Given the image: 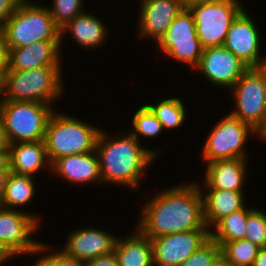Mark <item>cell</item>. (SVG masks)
I'll return each instance as SVG.
<instances>
[{
  "label": "cell",
  "instance_id": "cell-34",
  "mask_svg": "<svg viewBox=\"0 0 266 266\" xmlns=\"http://www.w3.org/2000/svg\"><path fill=\"white\" fill-rule=\"evenodd\" d=\"M84 266H119L118 260L114 252L93 258L83 263Z\"/></svg>",
  "mask_w": 266,
  "mask_h": 266
},
{
  "label": "cell",
  "instance_id": "cell-35",
  "mask_svg": "<svg viewBox=\"0 0 266 266\" xmlns=\"http://www.w3.org/2000/svg\"><path fill=\"white\" fill-rule=\"evenodd\" d=\"M9 69V48L5 39L0 42V74L4 77Z\"/></svg>",
  "mask_w": 266,
  "mask_h": 266
},
{
  "label": "cell",
  "instance_id": "cell-12",
  "mask_svg": "<svg viewBox=\"0 0 266 266\" xmlns=\"http://www.w3.org/2000/svg\"><path fill=\"white\" fill-rule=\"evenodd\" d=\"M245 8L232 22L224 46L232 51L248 67L266 66L262 53V33L251 14ZM249 13V14H248ZM261 34V35H260ZM261 50V51H260Z\"/></svg>",
  "mask_w": 266,
  "mask_h": 266
},
{
  "label": "cell",
  "instance_id": "cell-19",
  "mask_svg": "<svg viewBox=\"0 0 266 266\" xmlns=\"http://www.w3.org/2000/svg\"><path fill=\"white\" fill-rule=\"evenodd\" d=\"M61 40L35 42L31 45L9 49V69L15 71L62 66Z\"/></svg>",
  "mask_w": 266,
  "mask_h": 266
},
{
  "label": "cell",
  "instance_id": "cell-42",
  "mask_svg": "<svg viewBox=\"0 0 266 266\" xmlns=\"http://www.w3.org/2000/svg\"><path fill=\"white\" fill-rule=\"evenodd\" d=\"M256 132H257V138L259 140L266 141V120L264 124Z\"/></svg>",
  "mask_w": 266,
  "mask_h": 266
},
{
  "label": "cell",
  "instance_id": "cell-23",
  "mask_svg": "<svg viewBox=\"0 0 266 266\" xmlns=\"http://www.w3.org/2000/svg\"><path fill=\"white\" fill-rule=\"evenodd\" d=\"M134 227L135 232L119 235L116 241L114 254L119 266H153L151 239Z\"/></svg>",
  "mask_w": 266,
  "mask_h": 266
},
{
  "label": "cell",
  "instance_id": "cell-13",
  "mask_svg": "<svg viewBox=\"0 0 266 266\" xmlns=\"http://www.w3.org/2000/svg\"><path fill=\"white\" fill-rule=\"evenodd\" d=\"M249 67L224 45L203 49L194 69L216 88L230 89Z\"/></svg>",
  "mask_w": 266,
  "mask_h": 266
},
{
  "label": "cell",
  "instance_id": "cell-43",
  "mask_svg": "<svg viewBox=\"0 0 266 266\" xmlns=\"http://www.w3.org/2000/svg\"><path fill=\"white\" fill-rule=\"evenodd\" d=\"M180 1L184 7H189L190 5L194 3L206 2V1H212V0H180Z\"/></svg>",
  "mask_w": 266,
  "mask_h": 266
},
{
  "label": "cell",
  "instance_id": "cell-36",
  "mask_svg": "<svg viewBox=\"0 0 266 266\" xmlns=\"http://www.w3.org/2000/svg\"><path fill=\"white\" fill-rule=\"evenodd\" d=\"M10 143L8 141L5 125L2 116L0 115V150L9 149Z\"/></svg>",
  "mask_w": 266,
  "mask_h": 266
},
{
  "label": "cell",
  "instance_id": "cell-37",
  "mask_svg": "<svg viewBox=\"0 0 266 266\" xmlns=\"http://www.w3.org/2000/svg\"><path fill=\"white\" fill-rule=\"evenodd\" d=\"M0 171H11L8 149L0 150Z\"/></svg>",
  "mask_w": 266,
  "mask_h": 266
},
{
  "label": "cell",
  "instance_id": "cell-38",
  "mask_svg": "<svg viewBox=\"0 0 266 266\" xmlns=\"http://www.w3.org/2000/svg\"><path fill=\"white\" fill-rule=\"evenodd\" d=\"M11 171H0V203L4 196L5 187Z\"/></svg>",
  "mask_w": 266,
  "mask_h": 266
},
{
  "label": "cell",
  "instance_id": "cell-2",
  "mask_svg": "<svg viewBox=\"0 0 266 266\" xmlns=\"http://www.w3.org/2000/svg\"><path fill=\"white\" fill-rule=\"evenodd\" d=\"M120 132L111 135L101 129L97 139L95 150L103 184L126 186V189L139 192L142 190L140 187L144 172L155 165L154 161L158 160L164 150L146 148L128 130Z\"/></svg>",
  "mask_w": 266,
  "mask_h": 266
},
{
  "label": "cell",
  "instance_id": "cell-3",
  "mask_svg": "<svg viewBox=\"0 0 266 266\" xmlns=\"http://www.w3.org/2000/svg\"><path fill=\"white\" fill-rule=\"evenodd\" d=\"M63 66L29 70H8L4 75L3 99L52 105L62 99L65 89ZM64 83V84H63Z\"/></svg>",
  "mask_w": 266,
  "mask_h": 266
},
{
  "label": "cell",
  "instance_id": "cell-27",
  "mask_svg": "<svg viewBox=\"0 0 266 266\" xmlns=\"http://www.w3.org/2000/svg\"><path fill=\"white\" fill-rule=\"evenodd\" d=\"M132 128L128 131L139 141L142 139H153L154 137H160L164 134V129L161 122L156 118L151 109L144 103L141 107L137 108V111L131 118Z\"/></svg>",
  "mask_w": 266,
  "mask_h": 266
},
{
  "label": "cell",
  "instance_id": "cell-28",
  "mask_svg": "<svg viewBox=\"0 0 266 266\" xmlns=\"http://www.w3.org/2000/svg\"><path fill=\"white\" fill-rule=\"evenodd\" d=\"M260 247L249 240L237 239L221 246V254L231 266H252Z\"/></svg>",
  "mask_w": 266,
  "mask_h": 266
},
{
  "label": "cell",
  "instance_id": "cell-29",
  "mask_svg": "<svg viewBox=\"0 0 266 266\" xmlns=\"http://www.w3.org/2000/svg\"><path fill=\"white\" fill-rule=\"evenodd\" d=\"M47 244V242L41 241L36 250L30 255L35 258L32 263L33 266H84L83 262H80L72 257L65 255L58 246V249ZM54 249V250H51ZM57 250V251H56ZM54 251V252H53ZM52 252V253H51ZM40 257V258H39ZM35 263V264H34Z\"/></svg>",
  "mask_w": 266,
  "mask_h": 266
},
{
  "label": "cell",
  "instance_id": "cell-1",
  "mask_svg": "<svg viewBox=\"0 0 266 266\" xmlns=\"http://www.w3.org/2000/svg\"><path fill=\"white\" fill-rule=\"evenodd\" d=\"M143 202L136 227L148 238L210 230L204 222L203 196L196 181L161 189Z\"/></svg>",
  "mask_w": 266,
  "mask_h": 266
},
{
  "label": "cell",
  "instance_id": "cell-8",
  "mask_svg": "<svg viewBox=\"0 0 266 266\" xmlns=\"http://www.w3.org/2000/svg\"><path fill=\"white\" fill-rule=\"evenodd\" d=\"M203 49L224 45L232 22L246 8L241 0H212L190 5Z\"/></svg>",
  "mask_w": 266,
  "mask_h": 266
},
{
  "label": "cell",
  "instance_id": "cell-9",
  "mask_svg": "<svg viewBox=\"0 0 266 266\" xmlns=\"http://www.w3.org/2000/svg\"><path fill=\"white\" fill-rule=\"evenodd\" d=\"M228 91L234 102L230 114L257 131L266 120V66L249 67Z\"/></svg>",
  "mask_w": 266,
  "mask_h": 266
},
{
  "label": "cell",
  "instance_id": "cell-45",
  "mask_svg": "<svg viewBox=\"0 0 266 266\" xmlns=\"http://www.w3.org/2000/svg\"><path fill=\"white\" fill-rule=\"evenodd\" d=\"M4 39V25H0V42Z\"/></svg>",
  "mask_w": 266,
  "mask_h": 266
},
{
  "label": "cell",
  "instance_id": "cell-39",
  "mask_svg": "<svg viewBox=\"0 0 266 266\" xmlns=\"http://www.w3.org/2000/svg\"><path fill=\"white\" fill-rule=\"evenodd\" d=\"M252 266H266V247L260 248Z\"/></svg>",
  "mask_w": 266,
  "mask_h": 266
},
{
  "label": "cell",
  "instance_id": "cell-21",
  "mask_svg": "<svg viewBox=\"0 0 266 266\" xmlns=\"http://www.w3.org/2000/svg\"><path fill=\"white\" fill-rule=\"evenodd\" d=\"M8 150L11 171L30 178H37L36 174L47 168V172H50L48 174H51V163L44 140L12 143Z\"/></svg>",
  "mask_w": 266,
  "mask_h": 266
},
{
  "label": "cell",
  "instance_id": "cell-30",
  "mask_svg": "<svg viewBox=\"0 0 266 266\" xmlns=\"http://www.w3.org/2000/svg\"><path fill=\"white\" fill-rule=\"evenodd\" d=\"M46 5L55 24L60 29L74 17L86 11L84 0H52L50 6L49 4Z\"/></svg>",
  "mask_w": 266,
  "mask_h": 266
},
{
  "label": "cell",
  "instance_id": "cell-16",
  "mask_svg": "<svg viewBox=\"0 0 266 266\" xmlns=\"http://www.w3.org/2000/svg\"><path fill=\"white\" fill-rule=\"evenodd\" d=\"M138 39L158 43L184 8L180 0H138ZM143 39V40H142Z\"/></svg>",
  "mask_w": 266,
  "mask_h": 266
},
{
  "label": "cell",
  "instance_id": "cell-5",
  "mask_svg": "<svg viewBox=\"0 0 266 266\" xmlns=\"http://www.w3.org/2000/svg\"><path fill=\"white\" fill-rule=\"evenodd\" d=\"M4 39L9 49L20 48L39 41L61 40L47 5L23 2L4 24Z\"/></svg>",
  "mask_w": 266,
  "mask_h": 266
},
{
  "label": "cell",
  "instance_id": "cell-40",
  "mask_svg": "<svg viewBox=\"0 0 266 266\" xmlns=\"http://www.w3.org/2000/svg\"><path fill=\"white\" fill-rule=\"evenodd\" d=\"M210 266H231L226 258L220 253L210 264Z\"/></svg>",
  "mask_w": 266,
  "mask_h": 266
},
{
  "label": "cell",
  "instance_id": "cell-47",
  "mask_svg": "<svg viewBox=\"0 0 266 266\" xmlns=\"http://www.w3.org/2000/svg\"><path fill=\"white\" fill-rule=\"evenodd\" d=\"M22 3L23 2H31L32 0H20ZM33 1H35V0H33Z\"/></svg>",
  "mask_w": 266,
  "mask_h": 266
},
{
  "label": "cell",
  "instance_id": "cell-15",
  "mask_svg": "<svg viewBox=\"0 0 266 266\" xmlns=\"http://www.w3.org/2000/svg\"><path fill=\"white\" fill-rule=\"evenodd\" d=\"M118 236L108 230L83 225L82 228L69 232L60 250L65 255L84 263L114 252Z\"/></svg>",
  "mask_w": 266,
  "mask_h": 266
},
{
  "label": "cell",
  "instance_id": "cell-41",
  "mask_svg": "<svg viewBox=\"0 0 266 266\" xmlns=\"http://www.w3.org/2000/svg\"><path fill=\"white\" fill-rule=\"evenodd\" d=\"M13 258L15 257L10 252H0V266H4L11 259L14 260Z\"/></svg>",
  "mask_w": 266,
  "mask_h": 266
},
{
  "label": "cell",
  "instance_id": "cell-46",
  "mask_svg": "<svg viewBox=\"0 0 266 266\" xmlns=\"http://www.w3.org/2000/svg\"><path fill=\"white\" fill-rule=\"evenodd\" d=\"M0 252H9V251L0 243Z\"/></svg>",
  "mask_w": 266,
  "mask_h": 266
},
{
  "label": "cell",
  "instance_id": "cell-18",
  "mask_svg": "<svg viewBox=\"0 0 266 266\" xmlns=\"http://www.w3.org/2000/svg\"><path fill=\"white\" fill-rule=\"evenodd\" d=\"M247 161L248 159L235 158L207 163L202 183L195 181L200 189L246 191Z\"/></svg>",
  "mask_w": 266,
  "mask_h": 266
},
{
  "label": "cell",
  "instance_id": "cell-7",
  "mask_svg": "<svg viewBox=\"0 0 266 266\" xmlns=\"http://www.w3.org/2000/svg\"><path fill=\"white\" fill-rule=\"evenodd\" d=\"M209 132L200 154L201 161L206 164L216 160L248 159L247 142L257 138V132L249 124L230 113L217 120Z\"/></svg>",
  "mask_w": 266,
  "mask_h": 266
},
{
  "label": "cell",
  "instance_id": "cell-32",
  "mask_svg": "<svg viewBox=\"0 0 266 266\" xmlns=\"http://www.w3.org/2000/svg\"><path fill=\"white\" fill-rule=\"evenodd\" d=\"M221 253V247L210 238L203 246L194 252L179 266H210L212 261Z\"/></svg>",
  "mask_w": 266,
  "mask_h": 266
},
{
  "label": "cell",
  "instance_id": "cell-20",
  "mask_svg": "<svg viewBox=\"0 0 266 266\" xmlns=\"http://www.w3.org/2000/svg\"><path fill=\"white\" fill-rule=\"evenodd\" d=\"M109 27L104 23V21L97 17L96 14L85 11L82 14L74 17L69 21L64 27L60 29L61 34V50L64 45V35H71V39L75 42V45L81 46V49L91 50L101 48L106 39L110 37ZM109 35V36H108Z\"/></svg>",
  "mask_w": 266,
  "mask_h": 266
},
{
  "label": "cell",
  "instance_id": "cell-44",
  "mask_svg": "<svg viewBox=\"0 0 266 266\" xmlns=\"http://www.w3.org/2000/svg\"><path fill=\"white\" fill-rule=\"evenodd\" d=\"M3 82L4 77L0 74V102L3 100Z\"/></svg>",
  "mask_w": 266,
  "mask_h": 266
},
{
  "label": "cell",
  "instance_id": "cell-26",
  "mask_svg": "<svg viewBox=\"0 0 266 266\" xmlns=\"http://www.w3.org/2000/svg\"><path fill=\"white\" fill-rule=\"evenodd\" d=\"M183 98L169 97L162 100L153 102H146V105L151 109L155 114L156 118L161 122L164 131H172L181 129L188 118L187 106H185V101H182ZM158 102V103H157ZM148 103V104H147Z\"/></svg>",
  "mask_w": 266,
  "mask_h": 266
},
{
  "label": "cell",
  "instance_id": "cell-14",
  "mask_svg": "<svg viewBox=\"0 0 266 266\" xmlns=\"http://www.w3.org/2000/svg\"><path fill=\"white\" fill-rule=\"evenodd\" d=\"M210 238V230H190L152 238L153 266H179Z\"/></svg>",
  "mask_w": 266,
  "mask_h": 266
},
{
  "label": "cell",
  "instance_id": "cell-17",
  "mask_svg": "<svg viewBox=\"0 0 266 266\" xmlns=\"http://www.w3.org/2000/svg\"><path fill=\"white\" fill-rule=\"evenodd\" d=\"M51 172L71 185H103L96 150L58 158L51 165Z\"/></svg>",
  "mask_w": 266,
  "mask_h": 266
},
{
  "label": "cell",
  "instance_id": "cell-4",
  "mask_svg": "<svg viewBox=\"0 0 266 266\" xmlns=\"http://www.w3.org/2000/svg\"><path fill=\"white\" fill-rule=\"evenodd\" d=\"M57 111L55 109L49 117L44 137L51 165L64 156L94 151L102 128L66 114V111Z\"/></svg>",
  "mask_w": 266,
  "mask_h": 266
},
{
  "label": "cell",
  "instance_id": "cell-31",
  "mask_svg": "<svg viewBox=\"0 0 266 266\" xmlns=\"http://www.w3.org/2000/svg\"><path fill=\"white\" fill-rule=\"evenodd\" d=\"M245 239L260 248L266 247V213L254 207L249 213L245 229Z\"/></svg>",
  "mask_w": 266,
  "mask_h": 266
},
{
  "label": "cell",
  "instance_id": "cell-10",
  "mask_svg": "<svg viewBox=\"0 0 266 266\" xmlns=\"http://www.w3.org/2000/svg\"><path fill=\"white\" fill-rule=\"evenodd\" d=\"M156 46L158 51H162V55L165 54V57L176 60V63L179 62L187 67L189 65L194 73V69L200 62L203 48L197 36L193 14L188 7H184L176 16Z\"/></svg>",
  "mask_w": 266,
  "mask_h": 266
},
{
  "label": "cell",
  "instance_id": "cell-22",
  "mask_svg": "<svg viewBox=\"0 0 266 266\" xmlns=\"http://www.w3.org/2000/svg\"><path fill=\"white\" fill-rule=\"evenodd\" d=\"M204 222L211 230L221 219L246 205L245 191L201 189ZM246 196V197H245Z\"/></svg>",
  "mask_w": 266,
  "mask_h": 266
},
{
  "label": "cell",
  "instance_id": "cell-6",
  "mask_svg": "<svg viewBox=\"0 0 266 266\" xmlns=\"http://www.w3.org/2000/svg\"><path fill=\"white\" fill-rule=\"evenodd\" d=\"M55 109L47 103L3 99L0 115L9 143L44 140L49 117Z\"/></svg>",
  "mask_w": 266,
  "mask_h": 266
},
{
  "label": "cell",
  "instance_id": "cell-33",
  "mask_svg": "<svg viewBox=\"0 0 266 266\" xmlns=\"http://www.w3.org/2000/svg\"><path fill=\"white\" fill-rule=\"evenodd\" d=\"M21 3L20 0H0V25L5 24Z\"/></svg>",
  "mask_w": 266,
  "mask_h": 266
},
{
  "label": "cell",
  "instance_id": "cell-11",
  "mask_svg": "<svg viewBox=\"0 0 266 266\" xmlns=\"http://www.w3.org/2000/svg\"><path fill=\"white\" fill-rule=\"evenodd\" d=\"M39 215L0 206V243L16 259L30 256L41 242L32 237L38 236L43 224Z\"/></svg>",
  "mask_w": 266,
  "mask_h": 266
},
{
  "label": "cell",
  "instance_id": "cell-25",
  "mask_svg": "<svg viewBox=\"0 0 266 266\" xmlns=\"http://www.w3.org/2000/svg\"><path fill=\"white\" fill-rule=\"evenodd\" d=\"M246 204L242 209L234 211L221 219L211 230V238L221 247L228 241L243 239L249 213L253 210Z\"/></svg>",
  "mask_w": 266,
  "mask_h": 266
},
{
  "label": "cell",
  "instance_id": "cell-24",
  "mask_svg": "<svg viewBox=\"0 0 266 266\" xmlns=\"http://www.w3.org/2000/svg\"><path fill=\"white\" fill-rule=\"evenodd\" d=\"M35 182V178H30L26 175H20L11 171L0 206L28 212L22 209L29 206V204L31 205V202L35 200L34 197L37 193V182Z\"/></svg>",
  "mask_w": 266,
  "mask_h": 266
}]
</instances>
